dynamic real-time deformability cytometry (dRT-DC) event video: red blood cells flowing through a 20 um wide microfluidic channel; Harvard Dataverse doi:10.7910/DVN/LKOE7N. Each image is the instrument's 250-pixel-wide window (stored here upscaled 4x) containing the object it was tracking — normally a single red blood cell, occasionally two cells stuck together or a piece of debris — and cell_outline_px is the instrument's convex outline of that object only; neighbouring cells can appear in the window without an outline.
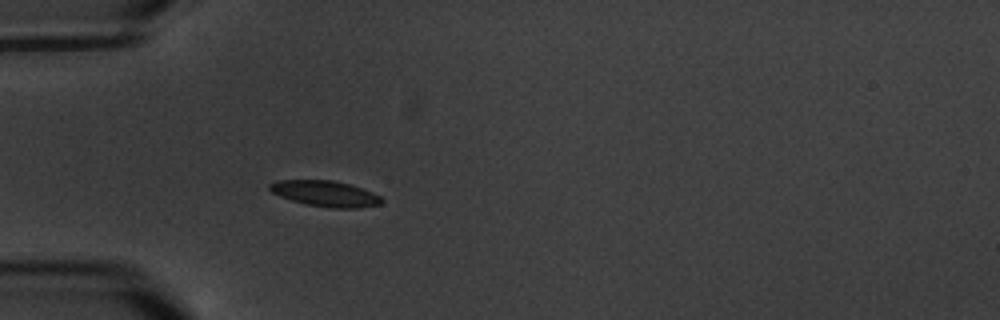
{"species": "common noctule bat (a hibernating species)", "species_latin": "Nyctalus noctula", "temperature_condition": "warm", "stored_images_in_passage": 5, "camera_frame_rate_fps": 3000, "um_per_image_px": 0.085, "animal": {"sex": "male", "body_mass_g": 20.1, "forearm_length_mm": 53.5}, "frame": {"image": 1, "passage_image": 5, "time_ms": 4.667, "image_size_px": [1000, 320], "cell_outline_px": [[384, 200], [380, 204], [356, 208], [332, 208], [304, 204], [280, 196], [272, 192], [268, 188], [268, 184], [276, 180], [332, 180], [348, 184], [372, 192], [380, 196]], "centroid_in_image_um": [27.62, 16.45], "position_along_channel_um": 57.4, "area_um2": 16.76}}